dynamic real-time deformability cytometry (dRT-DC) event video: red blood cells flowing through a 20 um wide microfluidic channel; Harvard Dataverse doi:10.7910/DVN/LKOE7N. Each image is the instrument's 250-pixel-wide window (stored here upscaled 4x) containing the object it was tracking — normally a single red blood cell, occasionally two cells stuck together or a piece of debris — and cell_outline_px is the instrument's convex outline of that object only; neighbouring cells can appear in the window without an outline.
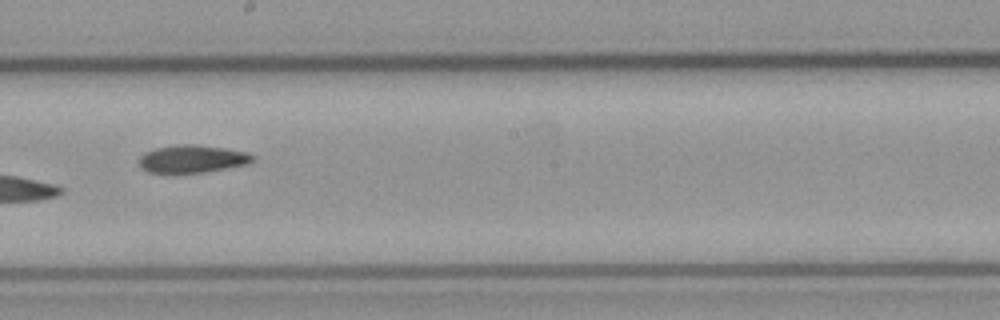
{"species": "common noctule bat (a hibernating species)", "species_latin": "Nyctalus noctula", "temperature_condition": "cold", "stored_images_in_passage": 9, "camera_frame_rate_fps": 3000, "um_per_image_px": 0.085, "animal": {"sex": "male", "body_mass_g": 23.1, "forearm_length_mm": 52.7}, "frame": {"image": 1, "passage_image": 9, "time_ms": 9.333, "image_size_px": [1000, 320], "cell_outline_px": [[256, 156], [248, 164], [204, 172], [148, 172], [140, 164], [140, 156], [144, 152], [156, 148], [176, 144], [196, 144], [224, 148], [248, 152]], "centroid_in_image_um": [16.37, 13.48], "position_along_channel_um": 231.8, "area_um2": 18.15}}